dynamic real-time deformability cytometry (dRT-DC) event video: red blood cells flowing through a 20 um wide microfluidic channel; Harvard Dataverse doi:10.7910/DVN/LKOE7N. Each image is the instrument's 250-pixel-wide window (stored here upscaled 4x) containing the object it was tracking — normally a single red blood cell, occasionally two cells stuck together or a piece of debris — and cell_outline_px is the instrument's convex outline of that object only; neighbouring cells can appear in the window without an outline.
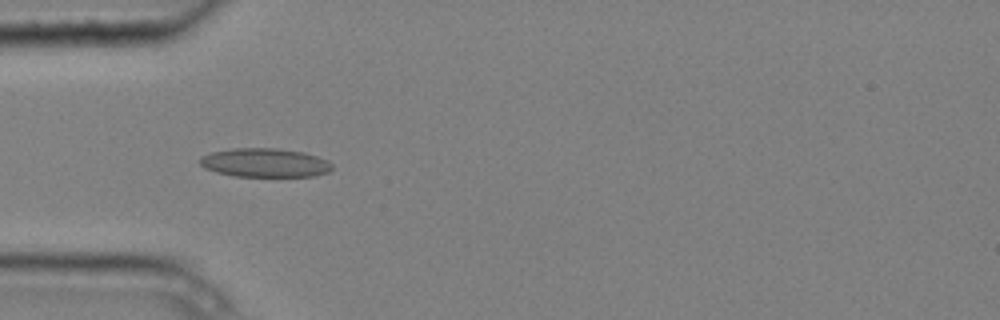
{"species": "common noctule bat (a hibernating species)", "species_latin": "Nyctalus noctula", "temperature_condition": "cold", "stored_images_in_passage": 7, "camera_frame_rate_fps": 3000, "um_per_image_px": 0.085, "animal": {"sex": "male", "body_mass_g": 20.4}, "frame": {"image": 1, "passage_image": 3, "time_ms": 0.667, "image_size_px": [1000, 320], "cell_outline_px": [[332, 168], [328, 172], [316, 176], [236, 176], [216, 172], [204, 168], [200, 164], [200, 156], [212, 152], [232, 148], [276, 148], [304, 152], [328, 160], [332, 164]], "centroid_in_image_um": [22.51, 13.83], "position_along_channel_um": 62.5, "area_um2": 22.25}}
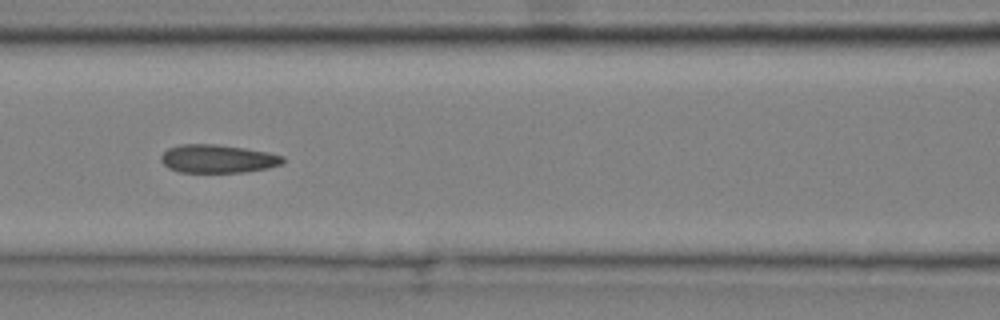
{"frame": {"image": 2, "passage_image": 5, "time_ms": 1.333, "image_size_px": [1000, 320], "cell_outline_px": [[284, 164], [268, 168], [244, 172], [180, 172], [168, 168], [160, 160], [160, 156], [168, 148], [180, 144], [216, 144], [244, 148], [268, 152], [284, 156]], "centroid_in_image_um": [18.51, 13.49], "position_along_channel_um": 148.1, "area_um2": 20.17}}
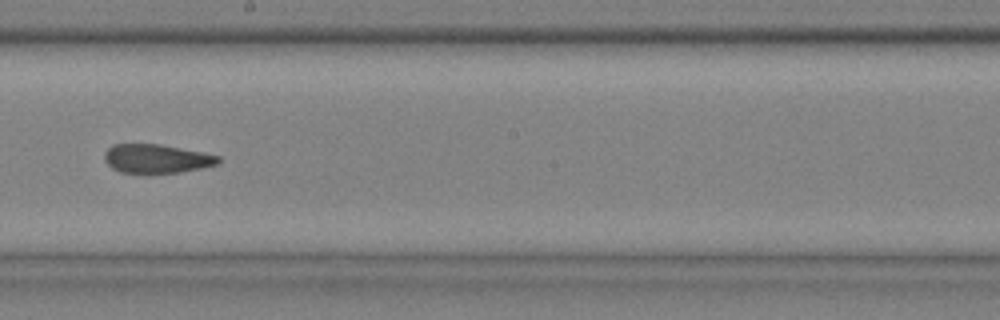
{"frame": {"image": 3, "passage_image": 7, "time_ms": 2.0, "image_size_px": [1000, 320], "cell_outline_px": [[220, 164], [180, 172], [148, 176], [120, 172], [112, 168], [104, 160], [104, 152], [112, 144], [160, 144], [204, 152], [220, 156]], "centroid_in_image_um": [13.29, 13.52], "position_along_channel_um": 234.9, "area_um2": 19.94}}